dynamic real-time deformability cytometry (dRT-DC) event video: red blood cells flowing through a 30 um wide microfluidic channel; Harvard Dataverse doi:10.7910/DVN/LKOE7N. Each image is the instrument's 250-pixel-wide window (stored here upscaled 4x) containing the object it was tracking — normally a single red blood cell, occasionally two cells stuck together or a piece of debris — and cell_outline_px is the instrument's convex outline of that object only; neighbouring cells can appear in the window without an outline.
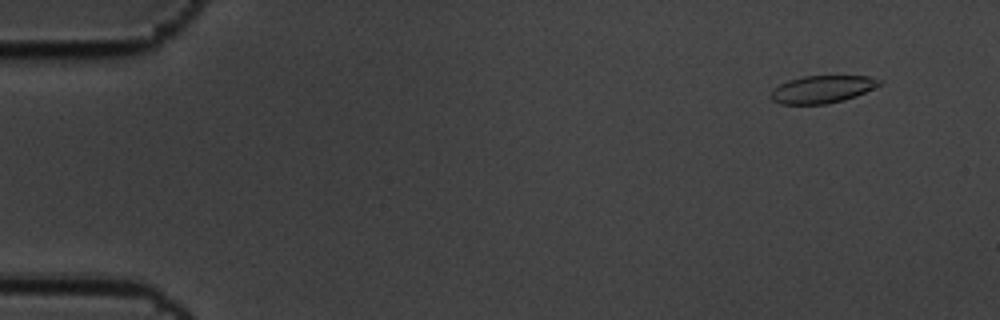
{"species": "common noctule bat (a hibernating species)", "species_latin": "Nyctalus noctula", "temperature_condition": "cold", "stored_images_in_passage": 5, "camera_frame_rate_fps": 3000, "um_per_image_px": 0.085, "animal": {"sex": "male", "body_mass_g": 19.5, "forearm_length_mm": 54.6}, "frame": {"image": 1, "passage_image": 2, "time_ms": 0.333, "image_size_px": [1000, 320], "cell_outline_px": [[884, 84], [856, 96], [844, 100], [828, 104], [780, 104], [772, 100], [772, 88], [788, 80], [804, 76], [868, 76], [884, 80]], "centroid_in_image_um": [69.94, 7.58], "position_along_channel_um": 15.1, "area_um2": 17.57}}